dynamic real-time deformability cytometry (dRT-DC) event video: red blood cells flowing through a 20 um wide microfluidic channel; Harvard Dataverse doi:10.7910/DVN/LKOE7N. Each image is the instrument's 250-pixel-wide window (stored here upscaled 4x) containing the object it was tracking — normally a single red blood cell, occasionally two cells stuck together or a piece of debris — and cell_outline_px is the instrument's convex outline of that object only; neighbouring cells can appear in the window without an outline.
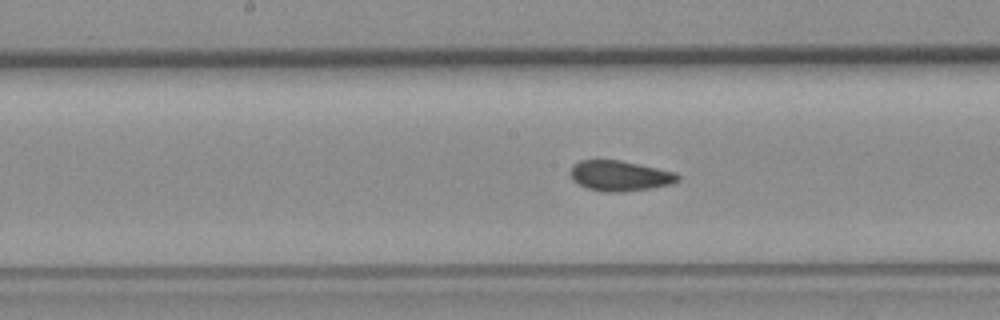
{"species": "common noctule bat (a hibernating species)", "species_latin": "Nyctalus noctula", "temperature_condition": "room temperature", "stored_images_in_passage": 44, "camera_frame_rate_fps": 3000, "um_per_image_px": 0.085, "animal": {"sex": "female", "body_mass_g": 19.3, "forearm_length_mm": 54.1}, "frame": {"image": 1, "passage_image": 26, "time_ms": 8.333, "image_size_px": [1000, 320], "cell_outline_px": [[680, 180], [668, 184], [648, 188], [624, 192], [604, 192], [588, 188], [572, 180], [572, 164], [580, 160], [620, 160], [676, 172], [680, 176]], "centroid_in_image_um": [52.69, 14.94], "position_along_channel_um": 195.5, "area_um2": 18.79}}
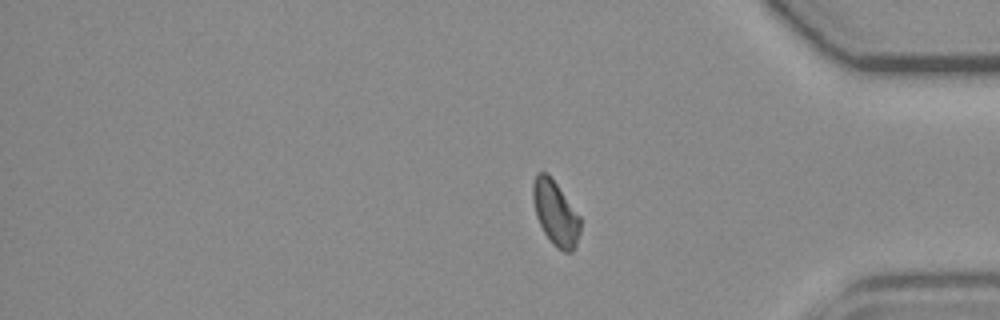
{"frame": {"image": 2, "passage_image": 44, "time_ms": 14.333, "image_size_px": [1000, 320], "cell_outline_px": [[580, 232], [576, 244], [572, 252], [564, 252], [556, 248], [552, 244], [544, 232], [536, 216], [532, 196], [532, 184], [536, 172], [544, 172], [556, 184], [580, 216]], "centroid_in_image_um": [47.2, 18.14], "position_along_channel_um": 388.0, "area_um2": 17.63}, "authors_computed_cell_mechanics": {"area_um2": 19.2185, "velocity_mm_per_s": 3.7967, "shape_relaxation_time_tau1_ms": null, "shape_relaxation_time_tau2_ms": 1.8336, "deformation_change_tau1": null, "deformation_change_tau2": 0.0475}}